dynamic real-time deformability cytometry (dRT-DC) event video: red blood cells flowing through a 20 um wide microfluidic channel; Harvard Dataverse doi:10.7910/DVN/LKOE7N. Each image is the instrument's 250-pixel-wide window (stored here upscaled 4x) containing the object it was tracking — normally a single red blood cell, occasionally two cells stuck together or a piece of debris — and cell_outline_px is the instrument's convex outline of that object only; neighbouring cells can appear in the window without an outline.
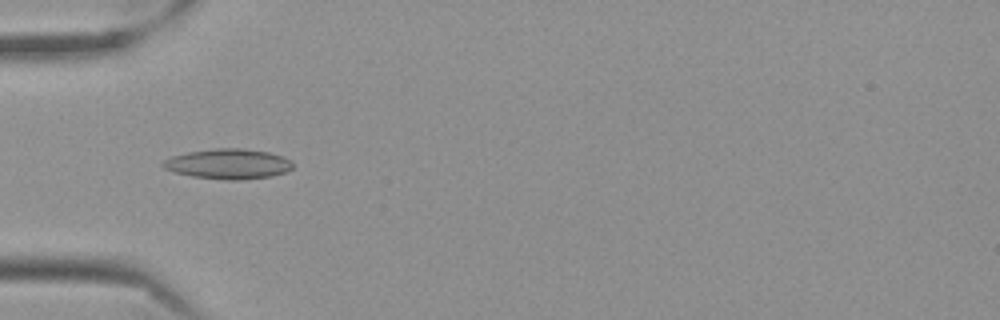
{"species": "Egyptian fruit bat (a non-hibernating species)", "species_latin": "Rousettus aegyptiacus", "temperature_condition": "cold", "stored_images_in_passage": 38, "camera_frame_rate_fps": 3000, "um_per_image_px": 0.085, "frame": {"image": 1, "passage_image": 3, "time_ms": 0.667, "image_size_px": [1000, 320], "cell_outline_px": [[292, 168], [288, 172], [272, 176], [236, 180], [228, 180], [192, 176], [176, 172], [164, 168], [160, 164], [164, 160], [172, 156], [188, 152], [216, 148], [244, 148], [268, 152], [284, 156], [292, 160]], "centroid_in_image_um": [19.44, 13.92], "position_along_channel_um": 65.6, "area_um2": 22.83}}
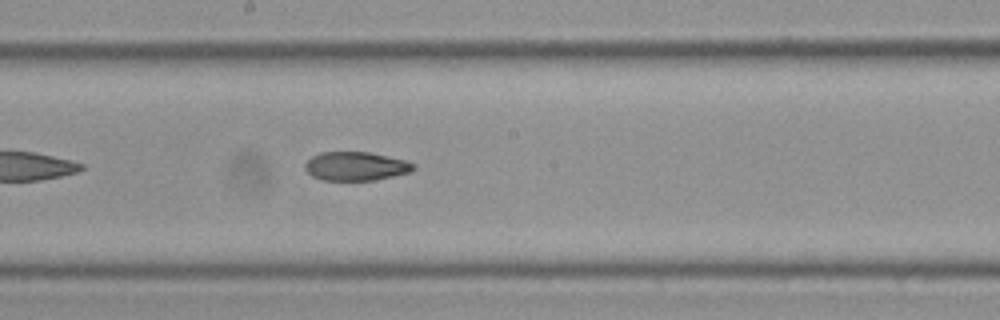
{"frame": {"image": 2, "passage_image": 16, "time_ms": 5.0, "image_size_px": [1000, 320], "cell_outline_px": [[416, 168], [408, 172], [376, 180], [320, 180], [312, 176], [304, 168], [304, 164], [312, 156], [320, 152], [368, 152], [408, 160], [416, 164]], "centroid_in_image_um": [30.25, 14.12], "position_along_channel_um": 218.0, "area_um2": 18.26}}
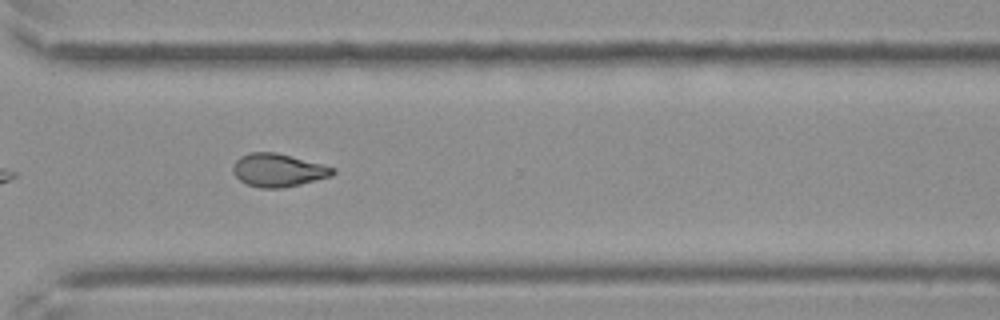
{"frame": {"image": 3, "passage_image": 27, "time_ms": 8.667, "image_size_px": [1000, 320], "cell_outline_px": [[336, 172], [332, 176], [284, 188], [260, 188], [248, 184], [240, 180], [232, 172], [232, 168], [236, 160], [240, 156], [248, 152], [276, 152], [336, 168]], "centroid_in_image_um": [23.63, 14.46], "position_along_channel_um": 347.0, "area_um2": 19.25}, "authors_computed_cell_mechanics": {"area_um2": 18.9295, "velocity_mm_per_s": 3.5256, "shape_relaxation_time_tau1_ms": null, "shape_relaxation_time_tau2_ms": 3.2464, "deformation_change_tau1": null, "deformation_change_tau2": 0.0831}}